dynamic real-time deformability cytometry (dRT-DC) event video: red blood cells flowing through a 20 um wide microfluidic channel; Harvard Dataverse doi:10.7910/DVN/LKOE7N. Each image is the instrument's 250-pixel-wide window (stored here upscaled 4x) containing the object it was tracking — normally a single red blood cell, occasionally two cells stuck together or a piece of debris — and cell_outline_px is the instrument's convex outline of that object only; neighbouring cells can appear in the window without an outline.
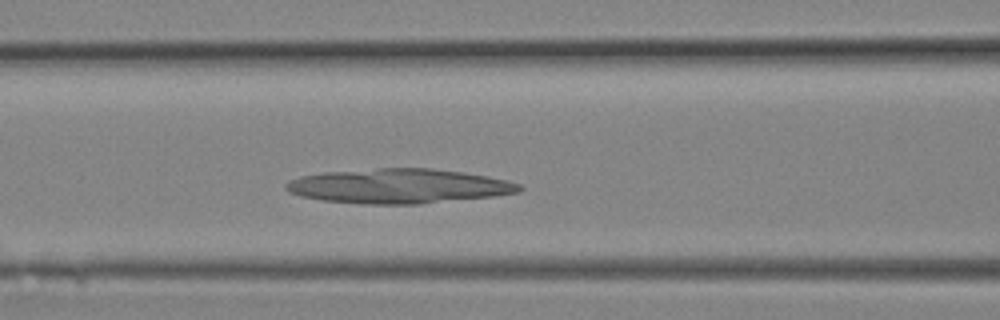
{"species": "Egyptian fruit bat (a non-hibernating species)", "species_latin": "Rousettus aegyptiacus", "temperature_condition": "room temperature", "stored_images_in_passage": 6, "camera_frame_rate_fps": 3000, "um_per_image_px": 0.085, "animal": {"sex": "female"}, "frame": {"image": 1, "passage_image": 6, "time_ms": 1.667, "image_size_px": [1000, 320], "cell_outline_px": [[524, 188], [520, 192], [492, 196], [420, 204], [364, 204], [324, 200], [300, 196], [288, 192], [284, 188], [284, 184], [300, 176], [324, 172], [376, 168], [432, 168], [488, 176], [520, 184]], "centroid_in_image_um": [33.87, 15.82], "position_along_channel_um": 132.7, "area_um2": 46.93}}